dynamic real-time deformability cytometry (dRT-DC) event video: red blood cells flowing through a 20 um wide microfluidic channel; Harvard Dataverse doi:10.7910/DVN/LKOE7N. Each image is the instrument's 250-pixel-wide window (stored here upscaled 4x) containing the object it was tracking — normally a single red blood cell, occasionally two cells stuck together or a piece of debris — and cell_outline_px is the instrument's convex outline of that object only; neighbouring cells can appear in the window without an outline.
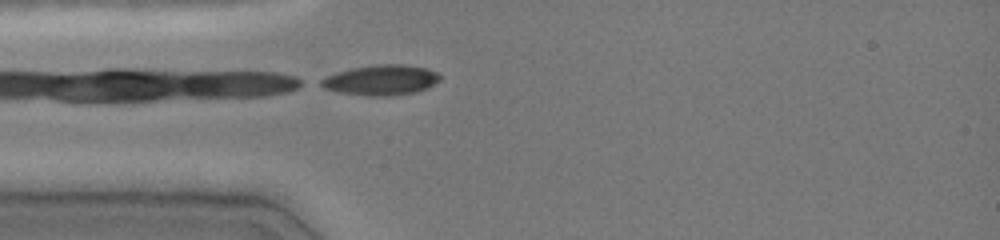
{"species": "common noctule bat (a hibernating species)", "species_latin": "Nyctalus noctula", "temperature_condition": "cold", "stored_images_in_passage": 12, "camera_frame_rate_fps": 3000, "um_per_image_px": 0.085, "animal": {"sex": "female", "body_mass_g": 19.0, "forearm_length_mm": 51.5}, "frame": {"image": 1, "passage_image": 12, "time_ms": 3.667, "image_size_px": [1000, 240], "cell_outline_px": [[440, 80], [428, 88], [416, 92], [392, 96], [368, 96], [336, 92], [324, 88], [316, 84], [320, 80], [336, 72], [352, 68], [376, 64], [404, 64], [424, 68], [436, 72], [440, 76]], "centroid_in_image_um": [32.36, 6.81], "position_along_channel_um": 52.6, "area_um2": 21.15}}